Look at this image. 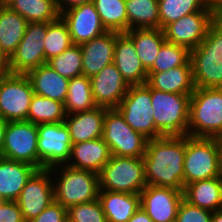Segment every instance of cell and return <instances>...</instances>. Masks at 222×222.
<instances>
[{
	"label": "cell",
	"instance_id": "obj_1",
	"mask_svg": "<svg viewBox=\"0 0 222 222\" xmlns=\"http://www.w3.org/2000/svg\"><path fill=\"white\" fill-rule=\"evenodd\" d=\"M185 149L186 135L148 139L142 157L147 184L183 191Z\"/></svg>",
	"mask_w": 222,
	"mask_h": 222
},
{
	"label": "cell",
	"instance_id": "obj_2",
	"mask_svg": "<svg viewBox=\"0 0 222 222\" xmlns=\"http://www.w3.org/2000/svg\"><path fill=\"white\" fill-rule=\"evenodd\" d=\"M188 130L190 137L222 140V88H195L190 99Z\"/></svg>",
	"mask_w": 222,
	"mask_h": 222
},
{
	"label": "cell",
	"instance_id": "obj_3",
	"mask_svg": "<svg viewBox=\"0 0 222 222\" xmlns=\"http://www.w3.org/2000/svg\"><path fill=\"white\" fill-rule=\"evenodd\" d=\"M191 94L166 93L151 88L155 138L188 135Z\"/></svg>",
	"mask_w": 222,
	"mask_h": 222
},
{
	"label": "cell",
	"instance_id": "obj_4",
	"mask_svg": "<svg viewBox=\"0 0 222 222\" xmlns=\"http://www.w3.org/2000/svg\"><path fill=\"white\" fill-rule=\"evenodd\" d=\"M222 140L186 135L184 187L199 180L219 177Z\"/></svg>",
	"mask_w": 222,
	"mask_h": 222
},
{
	"label": "cell",
	"instance_id": "obj_5",
	"mask_svg": "<svg viewBox=\"0 0 222 222\" xmlns=\"http://www.w3.org/2000/svg\"><path fill=\"white\" fill-rule=\"evenodd\" d=\"M100 190L140 194L148 185L143 158L112 155L99 173Z\"/></svg>",
	"mask_w": 222,
	"mask_h": 222
},
{
	"label": "cell",
	"instance_id": "obj_6",
	"mask_svg": "<svg viewBox=\"0 0 222 222\" xmlns=\"http://www.w3.org/2000/svg\"><path fill=\"white\" fill-rule=\"evenodd\" d=\"M102 139L112 155L133 158L144 156L148 142V138L125 122L116 108H106Z\"/></svg>",
	"mask_w": 222,
	"mask_h": 222
},
{
	"label": "cell",
	"instance_id": "obj_7",
	"mask_svg": "<svg viewBox=\"0 0 222 222\" xmlns=\"http://www.w3.org/2000/svg\"><path fill=\"white\" fill-rule=\"evenodd\" d=\"M58 185L54 186L55 202L65 208L92 202L100 191L99 174L64 165Z\"/></svg>",
	"mask_w": 222,
	"mask_h": 222
},
{
	"label": "cell",
	"instance_id": "obj_8",
	"mask_svg": "<svg viewBox=\"0 0 222 222\" xmlns=\"http://www.w3.org/2000/svg\"><path fill=\"white\" fill-rule=\"evenodd\" d=\"M34 95L26 74H10L0 69V118L9 121H27Z\"/></svg>",
	"mask_w": 222,
	"mask_h": 222
},
{
	"label": "cell",
	"instance_id": "obj_9",
	"mask_svg": "<svg viewBox=\"0 0 222 222\" xmlns=\"http://www.w3.org/2000/svg\"><path fill=\"white\" fill-rule=\"evenodd\" d=\"M46 33L47 22L28 23L20 44L8 59L3 70L10 74H26L45 64L44 38Z\"/></svg>",
	"mask_w": 222,
	"mask_h": 222
},
{
	"label": "cell",
	"instance_id": "obj_10",
	"mask_svg": "<svg viewBox=\"0 0 222 222\" xmlns=\"http://www.w3.org/2000/svg\"><path fill=\"white\" fill-rule=\"evenodd\" d=\"M37 130L38 169L53 171L57 164L70 160L72 142L64 122L38 124Z\"/></svg>",
	"mask_w": 222,
	"mask_h": 222
},
{
	"label": "cell",
	"instance_id": "obj_11",
	"mask_svg": "<svg viewBox=\"0 0 222 222\" xmlns=\"http://www.w3.org/2000/svg\"><path fill=\"white\" fill-rule=\"evenodd\" d=\"M133 130L148 139L155 138V123L151 106V88L143 85H130L127 94L116 108Z\"/></svg>",
	"mask_w": 222,
	"mask_h": 222
},
{
	"label": "cell",
	"instance_id": "obj_12",
	"mask_svg": "<svg viewBox=\"0 0 222 222\" xmlns=\"http://www.w3.org/2000/svg\"><path fill=\"white\" fill-rule=\"evenodd\" d=\"M38 130L29 121H9L6 125L1 157L29 163L38 168Z\"/></svg>",
	"mask_w": 222,
	"mask_h": 222
},
{
	"label": "cell",
	"instance_id": "obj_13",
	"mask_svg": "<svg viewBox=\"0 0 222 222\" xmlns=\"http://www.w3.org/2000/svg\"><path fill=\"white\" fill-rule=\"evenodd\" d=\"M216 18L212 10H201L181 17L163 29L165 39L192 50L203 41Z\"/></svg>",
	"mask_w": 222,
	"mask_h": 222
},
{
	"label": "cell",
	"instance_id": "obj_14",
	"mask_svg": "<svg viewBox=\"0 0 222 222\" xmlns=\"http://www.w3.org/2000/svg\"><path fill=\"white\" fill-rule=\"evenodd\" d=\"M49 173H52L50 169H38L16 200L25 222L40 215L55 201L54 185L50 182Z\"/></svg>",
	"mask_w": 222,
	"mask_h": 222
},
{
	"label": "cell",
	"instance_id": "obj_15",
	"mask_svg": "<svg viewBox=\"0 0 222 222\" xmlns=\"http://www.w3.org/2000/svg\"><path fill=\"white\" fill-rule=\"evenodd\" d=\"M183 191L147 185L140 192L141 209L153 222H175Z\"/></svg>",
	"mask_w": 222,
	"mask_h": 222
},
{
	"label": "cell",
	"instance_id": "obj_16",
	"mask_svg": "<svg viewBox=\"0 0 222 222\" xmlns=\"http://www.w3.org/2000/svg\"><path fill=\"white\" fill-rule=\"evenodd\" d=\"M60 16L67 23L73 44L81 45L107 32L93 2L65 9Z\"/></svg>",
	"mask_w": 222,
	"mask_h": 222
},
{
	"label": "cell",
	"instance_id": "obj_17",
	"mask_svg": "<svg viewBox=\"0 0 222 222\" xmlns=\"http://www.w3.org/2000/svg\"><path fill=\"white\" fill-rule=\"evenodd\" d=\"M90 79L95 104L108 109L117 108L130 87L114 63Z\"/></svg>",
	"mask_w": 222,
	"mask_h": 222
},
{
	"label": "cell",
	"instance_id": "obj_18",
	"mask_svg": "<svg viewBox=\"0 0 222 222\" xmlns=\"http://www.w3.org/2000/svg\"><path fill=\"white\" fill-rule=\"evenodd\" d=\"M113 63L129 85H143L147 82L148 71L136 54L133 40L126 33L116 32Z\"/></svg>",
	"mask_w": 222,
	"mask_h": 222
},
{
	"label": "cell",
	"instance_id": "obj_19",
	"mask_svg": "<svg viewBox=\"0 0 222 222\" xmlns=\"http://www.w3.org/2000/svg\"><path fill=\"white\" fill-rule=\"evenodd\" d=\"M115 44L116 32L112 31L81 44L83 75L91 78L113 63Z\"/></svg>",
	"mask_w": 222,
	"mask_h": 222
},
{
	"label": "cell",
	"instance_id": "obj_20",
	"mask_svg": "<svg viewBox=\"0 0 222 222\" xmlns=\"http://www.w3.org/2000/svg\"><path fill=\"white\" fill-rule=\"evenodd\" d=\"M38 170L35 166L0 156V198L16 201L30 177Z\"/></svg>",
	"mask_w": 222,
	"mask_h": 222
},
{
	"label": "cell",
	"instance_id": "obj_21",
	"mask_svg": "<svg viewBox=\"0 0 222 222\" xmlns=\"http://www.w3.org/2000/svg\"><path fill=\"white\" fill-rule=\"evenodd\" d=\"M146 84L150 88L166 93L192 94L195 85L191 61L167 71L148 72Z\"/></svg>",
	"mask_w": 222,
	"mask_h": 222
},
{
	"label": "cell",
	"instance_id": "obj_22",
	"mask_svg": "<svg viewBox=\"0 0 222 222\" xmlns=\"http://www.w3.org/2000/svg\"><path fill=\"white\" fill-rule=\"evenodd\" d=\"M105 113V107L97 106L88 111L73 113L70 119H65L72 144L101 138Z\"/></svg>",
	"mask_w": 222,
	"mask_h": 222
},
{
	"label": "cell",
	"instance_id": "obj_23",
	"mask_svg": "<svg viewBox=\"0 0 222 222\" xmlns=\"http://www.w3.org/2000/svg\"><path fill=\"white\" fill-rule=\"evenodd\" d=\"M26 76L34 94L65 103L70 79L61 76L47 63L28 71Z\"/></svg>",
	"mask_w": 222,
	"mask_h": 222
},
{
	"label": "cell",
	"instance_id": "obj_24",
	"mask_svg": "<svg viewBox=\"0 0 222 222\" xmlns=\"http://www.w3.org/2000/svg\"><path fill=\"white\" fill-rule=\"evenodd\" d=\"M112 154L107 143L101 138L72 144L70 158H75V163L68 166L93 171L99 174L109 162Z\"/></svg>",
	"mask_w": 222,
	"mask_h": 222
},
{
	"label": "cell",
	"instance_id": "obj_25",
	"mask_svg": "<svg viewBox=\"0 0 222 222\" xmlns=\"http://www.w3.org/2000/svg\"><path fill=\"white\" fill-rule=\"evenodd\" d=\"M98 199L107 222H128L141 208L140 194L100 190Z\"/></svg>",
	"mask_w": 222,
	"mask_h": 222
},
{
	"label": "cell",
	"instance_id": "obj_26",
	"mask_svg": "<svg viewBox=\"0 0 222 222\" xmlns=\"http://www.w3.org/2000/svg\"><path fill=\"white\" fill-rule=\"evenodd\" d=\"M183 198L192 205L212 212L222 209V181L214 177L187 184Z\"/></svg>",
	"mask_w": 222,
	"mask_h": 222
},
{
	"label": "cell",
	"instance_id": "obj_27",
	"mask_svg": "<svg viewBox=\"0 0 222 222\" xmlns=\"http://www.w3.org/2000/svg\"><path fill=\"white\" fill-rule=\"evenodd\" d=\"M28 22L5 3L0 2V46L9 59L20 44Z\"/></svg>",
	"mask_w": 222,
	"mask_h": 222
},
{
	"label": "cell",
	"instance_id": "obj_28",
	"mask_svg": "<svg viewBox=\"0 0 222 222\" xmlns=\"http://www.w3.org/2000/svg\"><path fill=\"white\" fill-rule=\"evenodd\" d=\"M136 48V54L148 71L154 64L162 44L166 41L160 28H133L125 32Z\"/></svg>",
	"mask_w": 222,
	"mask_h": 222
},
{
	"label": "cell",
	"instance_id": "obj_29",
	"mask_svg": "<svg viewBox=\"0 0 222 222\" xmlns=\"http://www.w3.org/2000/svg\"><path fill=\"white\" fill-rule=\"evenodd\" d=\"M3 3L19 13L28 23L52 22L61 15L56 0H4Z\"/></svg>",
	"mask_w": 222,
	"mask_h": 222
},
{
	"label": "cell",
	"instance_id": "obj_30",
	"mask_svg": "<svg viewBox=\"0 0 222 222\" xmlns=\"http://www.w3.org/2000/svg\"><path fill=\"white\" fill-rule=\"evenodd\" d=\"M97 107L92 95L91 79L85 75L76 76L69 80L67 98L64 103L65 112L88 111Z\"/></svg>",
	"mask_w": 222,
	"mask_h": 222
},
{
	"label": "cell",
	"instance_id": "obj_31",
	"mask_svg": "<svg viewBox=\"0 0 222 222\" xmlns=\"http://www.w3.org/2000/svg\"><path fill=\"white\" fill-rule=\"evenodd\" d=\"M125 7L128 30L135 24V28H160L158 0H125Z\"/></svg>",
	"mask_w": 222,
	"mask_h": 222
},
{
	"label": "cell",
	"instance_id": "obj_32",
	"mask_svg": "<svg viewBox=\"0 0 222 222\" xmlns=\"http://www.w3.org/2000/svg\"><path fill=\"white\" fill-rule=\"evenodd\" d=\"M67 117L64 103L34 94L29 106L27 121L33 124L64 122Z\"/></svg>",
	"mask_w": 222,
	"mask_h": 222
},
{
	"label": "cell",
	"instance_id": "obj_33",
	"mask_svg": "<svg viewBox=\"0 0 222 222\" xmlns=\"http://www.w3.org/2000/svg\"><path fill=\"white\" fill-rule=\"evenodd\" d=\"M102 25L107 31L125 33L128 31V17L125 0H92Z\"/></svg>",
	"mask_w": 222,
	"mask_h": 222
},
{
	"label": "cell",
	"instance_id": "obj_34",
	"mask_svg": "<svg viewBox=\"0 0 222 222\" xmlns=\"http://www.w3.org/2000/svg\"><path fill=\"white\" fill-rule=\"evenodd\" d=\"M160 29L181 17L201 10H212L208 0H158Z\"/></svg>",
	"mask_w": 222,
	"mask_h": 222
},
{
	"label": "cell",
	"instance_id": "obj_35",
	"mask_svg": "<svg viewBox=\"0 0 222 222\" xmlns=\"http://www.w3.org/2000/svg\"><path fill=\"white\" fill-rule=\"evenodd\" d=\"M190 59L216 60L222 71V17L212 22L203 41L190 50Z\"/></svg>",
	"mask_w": 222,
	"mask_h": 222
},
{
	"label": "cell",
	"instance_id": "obj_36",
	"mask_svg": "<svg viewBox=\"0 0 222 222\" xmlns=\"http://www.w3.org/2000/svg\"><path fill=\"white\" fill-rule=\"evenodd\" d=\"M44 41L45 64L49 59L61 54L73 45L67 23L61 16L55 21L47 22V33Z\"/></svg>",
	"mask_w": 222,
	"mask_h": 222
},
{
	"label": "cell",
	"instance_id": "obj_37",
	"mask_svg": "<svg viewBox=\"0 0 222 222\" xmlns=\"http://www.w3.org/2000/svg\"><path fill=\"white\" fill-rule=\"evenodd\" d=\"M195 88H222L221 64L211 59H190Z\"/></svg>",
	"mask_w": 222,
	"mask_h": 222
},
{
	"label": "cell",
	"instance_id": "obj_38",
	"mask_svg": "<svg viewBox=\"0 0 222 222\" xmlns=\"http://www.w3.org/2000/svg\"><path fill=\"white\" fill-rule=\"evenodd\" d=\"M190 60V50L181 45L165 41L148 72H163L185 65Z\"/></svg>",
	"mask_w": 222,
	"mask_h": 222
},
{
	"label": "cell",
	"instance_id": "obj_39",
	"mask_svg": "<svg viewBox=\"0 0 222 222\" xmlns=\"http://www.w3.org/2000/svg\"><path fill=\"white\" fill-rule=\"evenodd\" d=\"M47 64L61 76L68 79L82 75V53L80 45H71L61 54L49 59Z\"/></svg>",
	"mask_w": 222,
	"mask_h": 222
},
{
	"label": "cell",
	"instance_id": "obj_40",
	"mask_svg": "<svg viewBox=\"0 0 222 222\" xmlns=\"http://www.w3.org/2000/svg\"><path fill=\"white\" fill-rule=\"evenodd\" d=\"M68 222H107L99 199L67 209Z\"/></svg>",
	"mask_w": 222,
	"mask_h": 222
},
{
	"label": "cell",
	"instance_id": "obj_41",
	"mask_svg": "<svg viewBox=\"0 0 222 222\" xmlns=\"http://www.w3.org/2000/svg\"><path fill=\"white\" fill-rule=\"evenodd\" d=\"M212 211L192 205L182 199L175 222H211Z\"/></svg>",
	"mask_w": 222,
	"mask_h": 222
},
{
	"label": "cell",
	"instance_id": "obj_42",
	"mask_svg": "<svg viewBox=\"0 0 222 222\" xmlns=\"http://www.w3.org/2000/svg\"><path fill=\"white\" fill-rule=\"evenodd\" d=\"M27 222H68L67 208L54 201L40 215Z\"/></svg>",
	"mask_w": 222,
	"mask_h": 222
},
{
	"label": "cell",
	"instance_id": "obj_43",
	"mask_svg": "<svg viewBox=\"0 0 222 222\" xmlns=\"http://www.w3.org/2000/svg\"><path fill=\"white\" fill-rule=\"evenodd\" d=\"M0 222H25L16 201H4L0 205Z\"/></svg>",
	"mask_w": 222,
	"mask_h": 222
},
{
	"label": "cell",
	"instance_id": "obj_44",
	"mask_svg": "<svg viewBox=\"0 0 222 222\" xmlns=\"http://www.w3.org/2000/svg\"><path fill=\"white\" fill-rule=\"evenodd\" d=\"M68 3L69 7L68 8H74L89 2H92V0H56L57 8L60 12V14L65 11V8L63 7L62 3Z\"/></svg>",
	"mask_w": 222,
	"mask_h": 222
},
{
	"label": "cell",
	"instance_id": "obj_45",
	"mask_svg": "<svg viewBox=\"0 0 222 222\" xmlns=\"http://www.w3.org/2000/svg\"><path fill=\"white\" fill-rule=\"evenodd\" d=\"M128 222H153L150 217L140 208L130 218Z\"/></svg>",
	"mask_w": 222,
	"mask_h": 222
},
{
	"label": "cell",
	"instance_id": "obj_46",
	"mask_svg": "<svg viewBox=\"0 0 222 222\" xmlns=\"http://www.w3.org/2000/svg\"><path fill=\"white\" fill-rule=\"evenodd\" d=\"M208 5L216 17H222V0H208Z\"/></svg>",
	"mask_w": 222,
	"mask_h": 222
},
{
	"label": "cell",
	"instance_id": "obj_47",
	"mask_svg": "<svg viewBox=\"0 0 222 222\" xmlns=\"http://www.w3.org/2000/svg\"><path fill=\"white\" fill-rule=\"evenodd\" d=\"M6 125H7V121L0 118V156H1L2 147L4 144Z\"/></svg>",
	"mask_w": 222,
	"mask_h": 222
},
{
	"label": "cell",
	"instance_id": "obj_48",
	"mask_svg": "<svg viewBox=\"0 0 222 222\" xmlns=\"http://www.w3.org/2000/svg\"><path fill=\"white\" fill-rule=\"evenodd\" d=\"M211 222H222V209L212 212Z\"/></svg>",
	"mask_w": 222,
	"mask_h": 222
},
{
	"label": "cell",
	"instance_id": "obj_49",
	"mask_svg": "<svg viewBox=\"0 0 222 222\" xmlns=\"http://www.w3.org/2000/svg\"><path fill=\"white\" fill-rule=\"evenodd\" d=\"M8 62V59L2 54V49L0 46V69H4Z\"/></svg>",
	"mask_w": 222,
	"mask_h": 222
},
{
	"label": "cell",
	"instance_id": "obj_50",
	"mask_svg": "<svg viewBox=\"0 0 222 222\" xmlns=\"http://www.w3.org/2000/svg\"><path fill=\"white\" fill-rule=\"evenodd\" d=\"M219 178L222 181V147H221V153H220V168H219Z\"/></svg>",
	"mask_w": 222,
	"mask_h": 222
},
{
	"label": "cell",
	"instance_id": "obj_51",
	"mask_svg": "<svg viewBox=\"0 0 222 222\" xmlns=\"http://www.w3.org/2000/svg\"><path fill=\"white\" fill-rule=\"evenodd\" d=\"M4 202V200L2 198H0V205Z\"/></svg>",
	"mask_w": 222,
	"mask_h": 222
}]
</instances>
